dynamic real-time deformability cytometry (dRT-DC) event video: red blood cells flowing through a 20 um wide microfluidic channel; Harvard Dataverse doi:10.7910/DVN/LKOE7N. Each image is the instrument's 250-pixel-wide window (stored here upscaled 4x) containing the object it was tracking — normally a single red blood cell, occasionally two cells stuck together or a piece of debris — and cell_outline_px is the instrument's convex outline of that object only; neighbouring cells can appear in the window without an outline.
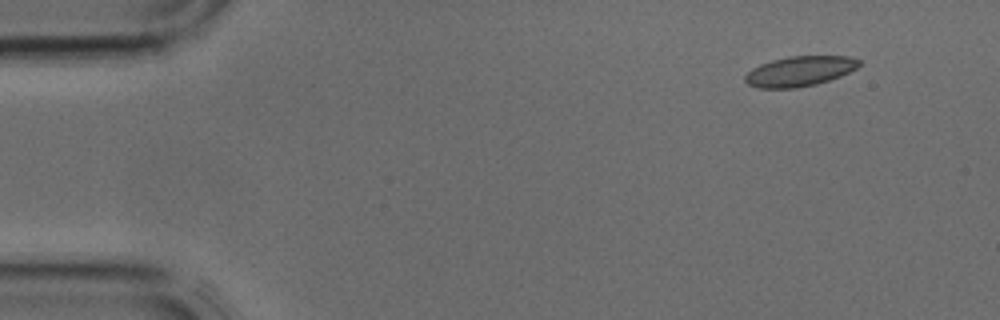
{"species": "common noctule bat (a hibernating species)", "species_latin": "Nyctalus noctula", "temperature_condition": "cold", "stored_images_in_passage": 3, "segment_of_instrument_passage": [2, 2], "camera_frame_rate_fps": 3000, "um_per_image_px": 0.085, "animal": {"sex": "male", "body_mass_g": 17.9, "forearm_length_mm": 54.2}, "frame": {"image": 1, "passage_image": 3, "time_ms": 0.667, "image_size_px": [1000, 320], "cell_outline_px": [[860, 64], [856, 68], [840, 76], [816, 84], [796, 88], [756, 88], [748, 84], [744, 80], [744, 76], [752, 68], [760, 64], [772, 60], [788, 56], [848, 56], [860, 60]], "centroid_in_image_um": [67.94, 6.05], "position_along_channel_um": 17.1, "area_um2": 19.94}}